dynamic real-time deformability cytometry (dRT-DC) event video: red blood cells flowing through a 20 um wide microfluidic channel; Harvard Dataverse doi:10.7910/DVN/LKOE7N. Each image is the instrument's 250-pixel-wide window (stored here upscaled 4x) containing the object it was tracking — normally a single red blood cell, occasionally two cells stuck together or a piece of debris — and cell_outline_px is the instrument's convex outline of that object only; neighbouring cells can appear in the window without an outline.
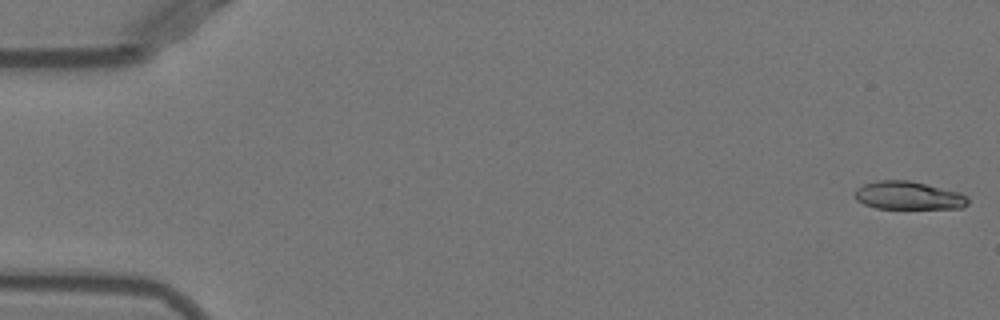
{"species": "Egyptian fruit bat (a non-hibernating species)", "species_latin": "Rousettus aegyptiacus", "temperature_condition": "warm", "stored_images_in_passage": 12, "camera_frame_rate_fps": 3000, "um_per_image_px": 0.085, "animal": {"sex": "female"}, "frame": {"image": 1, "passage_image": 1, "time_ms": 0.0, "image_size_px": [1000, 320], "cell_outline_px": [[968, 204], [960, 208], [876, 208], [864, 204], [856, 200], [856, 188], [864, 184], [876, 180], [908, 180], [960, 192], [968, 196]], "centroid_in_image_um": [77.22, 16.61], "position_along_channel_um": 7.8, "area_um2": 18.44}}